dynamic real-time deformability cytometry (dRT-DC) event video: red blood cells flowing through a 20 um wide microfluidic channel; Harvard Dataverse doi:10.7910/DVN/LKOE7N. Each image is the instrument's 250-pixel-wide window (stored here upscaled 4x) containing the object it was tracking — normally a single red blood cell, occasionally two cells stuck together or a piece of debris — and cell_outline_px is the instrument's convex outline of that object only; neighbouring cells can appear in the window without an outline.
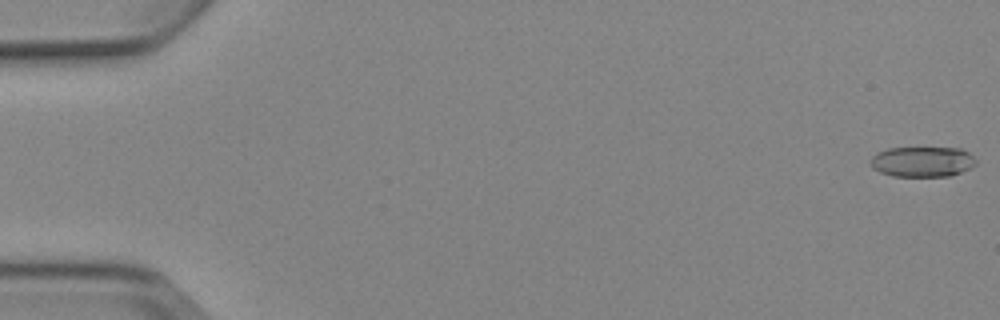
{"species": "Egyptian fruit bat (a non-hibernating species)", "species_latin": "Rousettus aegyptiacus", "temperature_condition": "cold", "stored_images_in_passage": 5, "camera_frame_rate_fps": 3000, "um_per_image_px": 0.085, "animal": {"sex": "female"}, "frame": {"image": 1, "passage_image": 1, "time_ms": 0.0, "image_size_px": [1000, 320], "cell_outline_px": [[976, 164], [972, 168], [952, 176], [892, 176], [880, 172], [872, 168], [872, 156], [876, 152], [888, 148], [960, 148], [968, 152], [976, 160]], "centroid_in_image_um": [78.42, 13.75], "position_along_channel_um": 6.6, "area_um2": 18.73}}